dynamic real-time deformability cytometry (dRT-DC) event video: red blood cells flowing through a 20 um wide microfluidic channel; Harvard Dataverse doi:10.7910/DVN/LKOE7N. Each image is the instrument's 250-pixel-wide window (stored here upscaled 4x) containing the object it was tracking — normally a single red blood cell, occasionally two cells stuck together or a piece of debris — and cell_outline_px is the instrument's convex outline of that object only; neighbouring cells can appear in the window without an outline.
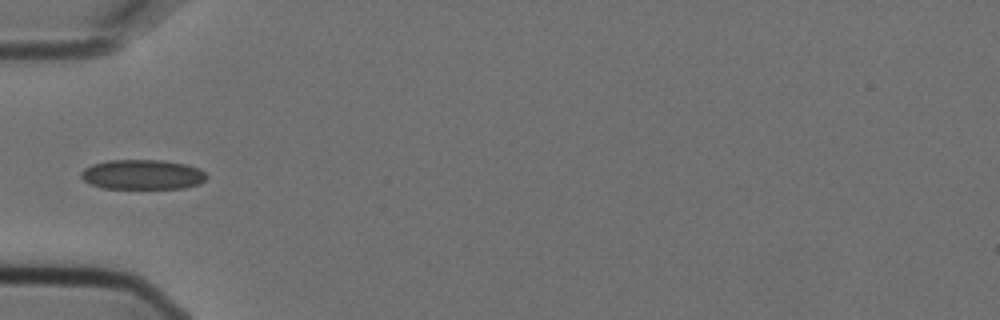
{"species": "Egyptian fruit bat (a non-hibernating species)", "species_latin": "Rousettus aegyptiacus", "temperature_condition": "cold", "stored_images_in_passage": 1, "camera_frame_rate_fps": 3000, "um_per_image_px": 0.085, "animal": {"sex": "female"}, "frame": {"image": 1, "passage_image": 1, "time_ms": 0.0, "image_size_px": [1000, 320], "cell_outline_px": [[208, 176], [200, 184], [184, 188], [100, 188], [88, 184], [80, 176], [80, 172], [84, 168], [92, 164], [108, 160], [160, 160], [184, 164], [200, 168]], "centroid_in_image_um": [12.08, 14.84], "position_along_channel_um": 72.9, "area_um2": 21.96}}